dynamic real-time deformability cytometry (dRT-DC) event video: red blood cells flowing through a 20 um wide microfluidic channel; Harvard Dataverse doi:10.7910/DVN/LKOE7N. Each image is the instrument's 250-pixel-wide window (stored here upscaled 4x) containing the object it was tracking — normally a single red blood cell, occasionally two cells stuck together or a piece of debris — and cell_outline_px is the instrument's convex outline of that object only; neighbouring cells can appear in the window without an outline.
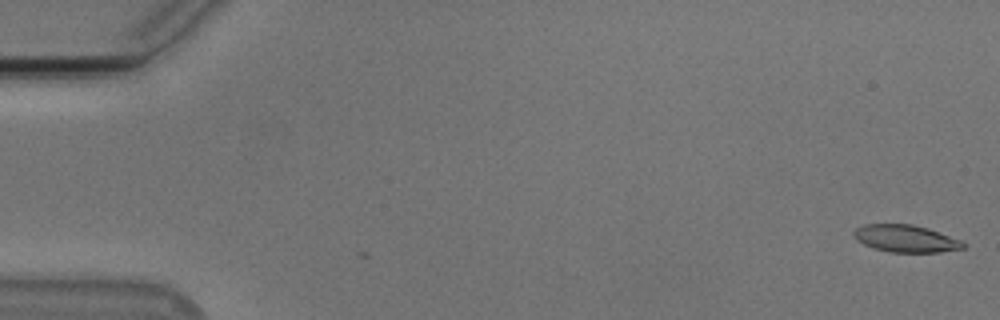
{"species": "Egyptian fruit bat (a non-hibernating species)", "species_latin": "Rousettus aegyptiacus", "temperature_condition": "cold", "stored_images_in_passage": 2, "camera_frame_rate_fps": 3000, "um_per_image_px": 0.085, "animal": {"sex": "male"}, "frame": {"image": 1, "passage_image": 2, "time_ms": 0.333, "image_size_px": [1000, 320], "cell_outline_px": [[968, 244], [964, 248], [940, 252], [888, 252], [872, 248], [856, 240], [852, 236], [852, 232], [856, 228], [864, 224], [912, 224], [928, 228], [964, 240]], "centroid_in_image_um": [77.01, 20.28], "position_along_channel_um": 8.0, "area_um2": 17.74}}